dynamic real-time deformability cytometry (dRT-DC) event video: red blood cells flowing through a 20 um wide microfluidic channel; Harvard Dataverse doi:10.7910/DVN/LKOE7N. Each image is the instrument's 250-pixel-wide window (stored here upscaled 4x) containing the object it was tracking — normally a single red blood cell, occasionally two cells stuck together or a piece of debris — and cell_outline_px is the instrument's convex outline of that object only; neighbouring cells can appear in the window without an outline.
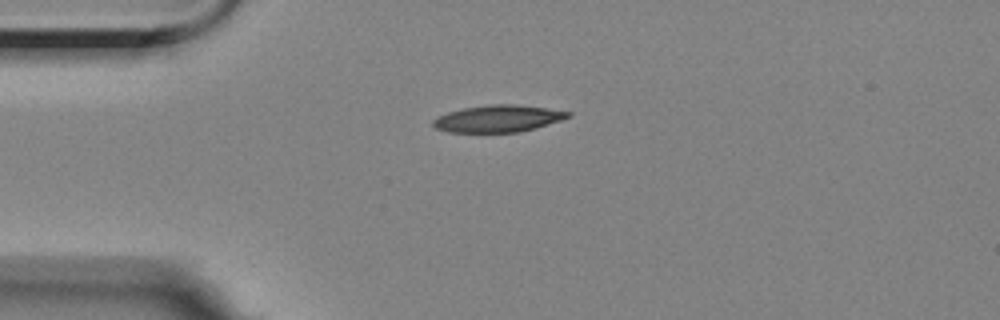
{"species": "Egyptian fruit bat (a non-hibernating species)", "species_latin": "Rousettus aegyptiacus", "temperature_condition": "room temperature", "stored_images_in_passage": 44, "camera_frame_rate_fps": 3000, "um_per_image_px": 0.085, "animal": {"sex": "female"}, "frame": {"image": 1, "passage_image": 1, "time_ms": 0.0, "image_size_px": [1000, 320], "cell_outline_px": [[572, 116], [536, 128], [520, 132], [448, 132], [436, 128], [432, 124], [432, 120], [436, 116], [448, 112], [464, 108], [488, 104], [516, 104], [572, 112]], "centroid_in_image_um": [42.31, 10.08], "position_along_channel_um": 42.7, "area_um2": 21.21}}
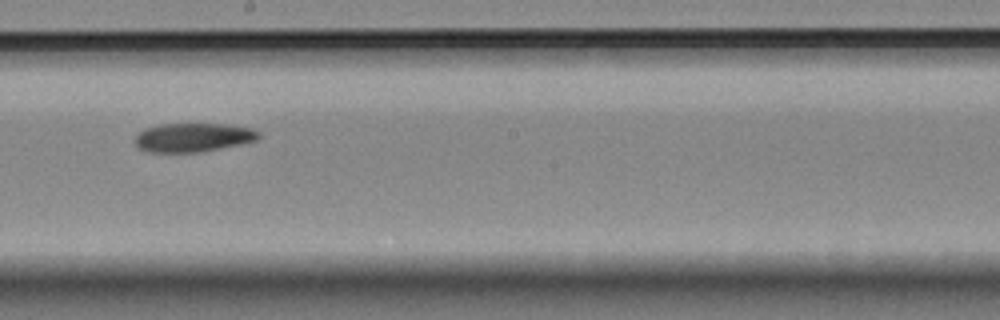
{"frame": {"image": 2, "passage_image": 19, "time_ms": 6.0, "image_size_px": [1000, 320], "cell_outline_px": [[260, 136], [256, 140], [240, 144], [220, 148], [196, 152], [148, 152], [136, 148], [132, 140], [144, 128], [156, 124], [228, 124], [252, 128], [260, 132]], "centroid_in_image_um": [16.35, 11.67], "position_along_channel_um": 231.8, "area_um2": 20.98}}
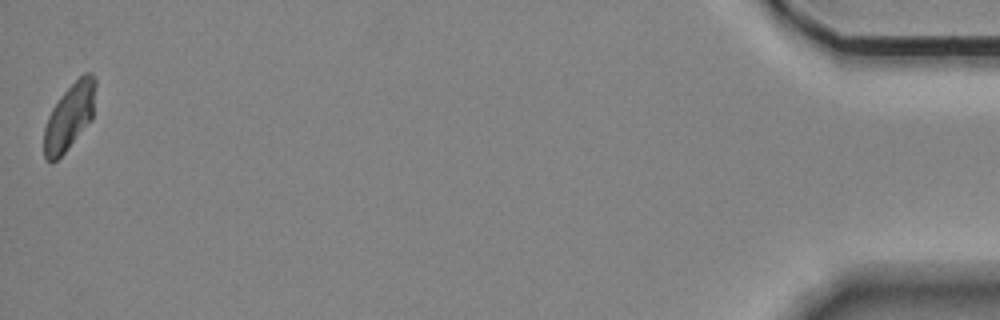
{"frame": {"image": 3, "passage_image": 44, "time_ms": 14.333, "image_size_px": [1000, 320], "cell_outline_px": [[96, 84], [92, 120], [64, 152], [52, 164], [44, 160], [44, 128], [48, 116], [52, 108], [60, 96], [84, 72], [92, 72], [96, 76]], "centroid_in_image_um": [5.91, 9.9], "position_along_channel_um": 429.3, "area_um2": 20.0}, "authors_computed_cell_mechanics": {"area_um2": 21.2415, "velocity_mm_per_s": 3.4948, "shape_relaxation_time_tau1_ms": 7.1043, "shape_relaxation_time_tau2_ms": null, "deformation_change_tau1": 0.1663, "deformation_change_tau2": null}}